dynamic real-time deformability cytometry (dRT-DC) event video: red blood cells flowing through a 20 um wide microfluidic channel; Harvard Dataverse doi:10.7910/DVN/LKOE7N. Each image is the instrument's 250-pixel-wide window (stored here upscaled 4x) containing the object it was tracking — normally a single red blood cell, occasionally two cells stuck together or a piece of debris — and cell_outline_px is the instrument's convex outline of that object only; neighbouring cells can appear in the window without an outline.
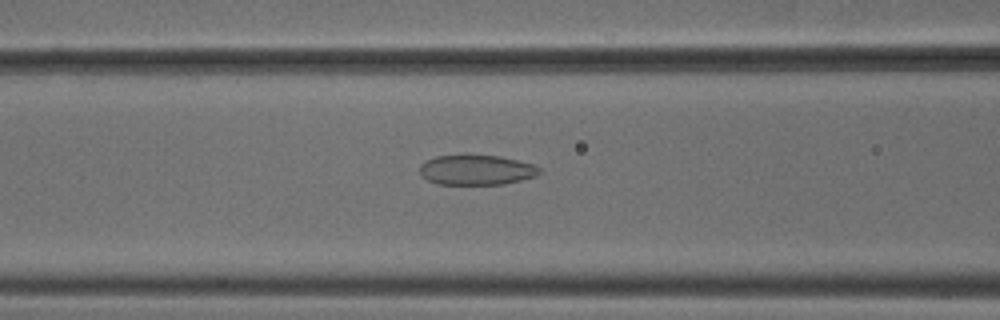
{"species": "common noctule bat (a hibernating species)", "species_latin": "Nyctalus noctula", "temperature_condition": "cold", "stored_images_in_passage": 48, "camera_frame_rate_fps": 3000, "um_per_image_px": 0.085, "animal": {"sex": "male", "body_mass_g": 18.8}, "frame": {"image": 1, "passage_image": 18, "time_ms": 5.667, "image_size_px": [1000, 320], "cell_outline_px": [[544, 172], [536, 176], [504, 184], [436, 184], [420, 176], [420, 164], [424, 160], [436, 156], [464, 152], [500, 156], [532, 164], [540, 168]], "centroid_in_image_um": [40.45, 14.4], "position_along_channel_um": 126.2, "area_um2": 21.79}}
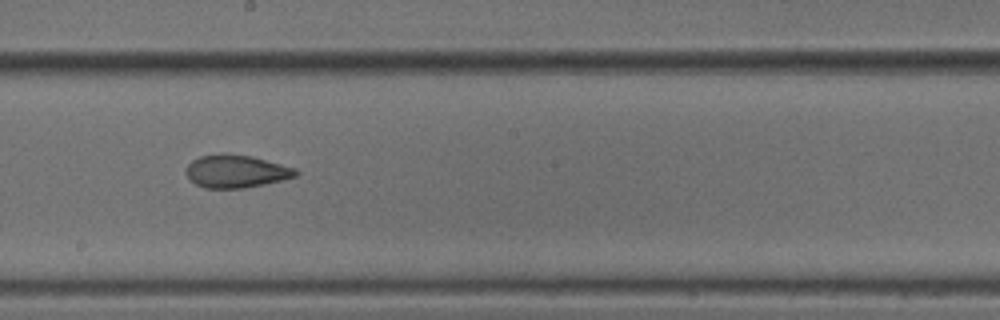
{"frame": {"image": 2, "passage_image": 26, "time_ms": 8.333, "image_size_px": [1000, 320], "cell_outline_px": [[300, 172], [296, 176], [264, 184], [244, 188], [204, 188], [196, 184], [188, 176], [188, 164], [192, 160], [200, 156], [220, 152], [224, 152], [252, 156], [296, 168]], "centroid_in_image_um": [20.09, 14.54], "position_along_channel_um": 228.1, "area_um2": 20.98}}
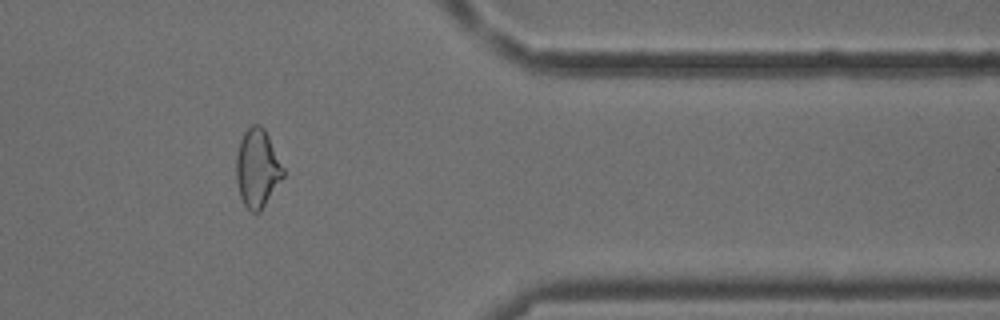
{"frame": {"image": 3, "passage_image": 40, "time_ms": 13.0, "image_size_px": [1000, 320], "cell_outline_px": [[284, 176], [264, 204], [256, 212], [252, 212], [244, 204], [240, 196], [236, 180], [236, 156], [240, 140], [244, 132], [252, 124], [260, 124], [264, 128], [284, 168]], "centroid_in_image_um": [21.86, 14.26], "position_along_channel_um": 389.5, "area_um2": 21.04}}